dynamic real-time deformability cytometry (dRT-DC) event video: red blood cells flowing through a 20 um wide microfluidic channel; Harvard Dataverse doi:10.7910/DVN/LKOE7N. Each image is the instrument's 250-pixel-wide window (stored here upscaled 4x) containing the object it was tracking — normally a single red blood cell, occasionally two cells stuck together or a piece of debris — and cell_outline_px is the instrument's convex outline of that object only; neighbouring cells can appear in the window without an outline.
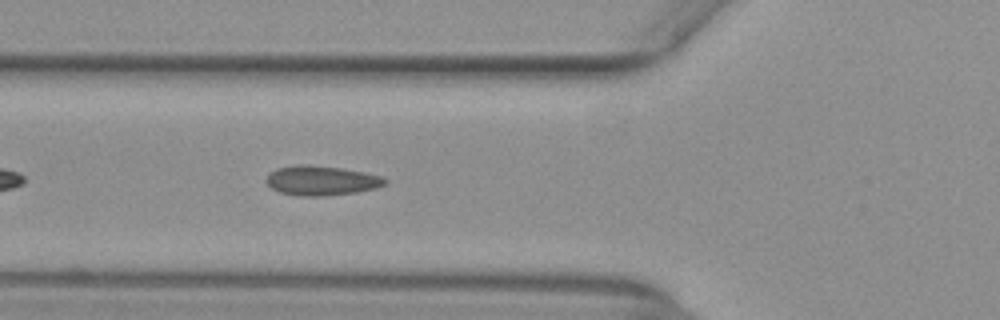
{"species": "common noctule bat (a hibernating species)", "species_latin": "Nyctalus noctula", "temperature_condition": "warm", "stored_images_in_passage": 38, "camera_frame_rate_fps": 3000, "um_per_image_px": 0.085, "animal": {"sex": "female", "body_mass_g": 29.2, "forearm_length_mm": 56.3}, "frame": {"image": 1, "passage_image": 6, "time_ms": 1.667, "image_size_px": [1000, 320], "cell_outline_px": [[388, 180], [384, 184], [376, 188], [356, 192], [324, 196], [300, 196], [280, 192], [272, 188], [264, 180], [268, 172], [276, 168], [300, 164], [304, 164], [340, 168], [364, 172], [380, 176]], "centroid_in_image_um": [27.27, 15.34], "position_along_channel_um": 98.5, "area_um2": 20.46}}
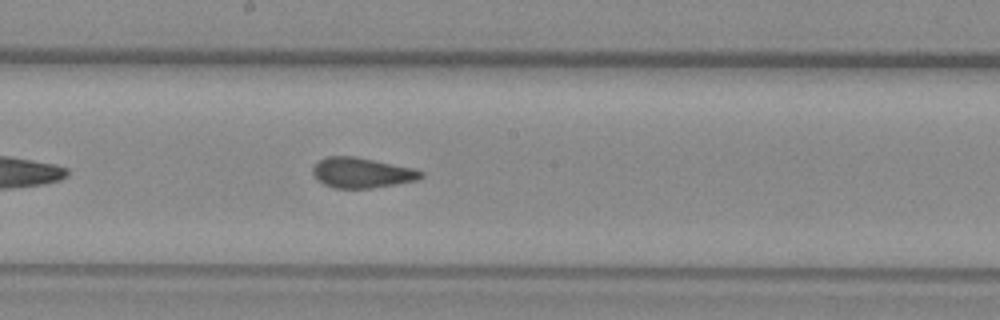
{"frame": {"image": 2, "passage_image": 15, "time_ms": 4.667, "image_size_px": [1000, 320], "cell_outline_px": [[424, 176], [416, 180], [396, 184], [372, 188], [332, 188], [316, 180], [312, 172], [312, 168], [320, 160], [328, 156], [356, 156], [412, 168], [424, 172]], "centroid_in_image_um": [30.73, 14.69], "position_along_channel_um": 217.5, "area_um2": 19.07}}
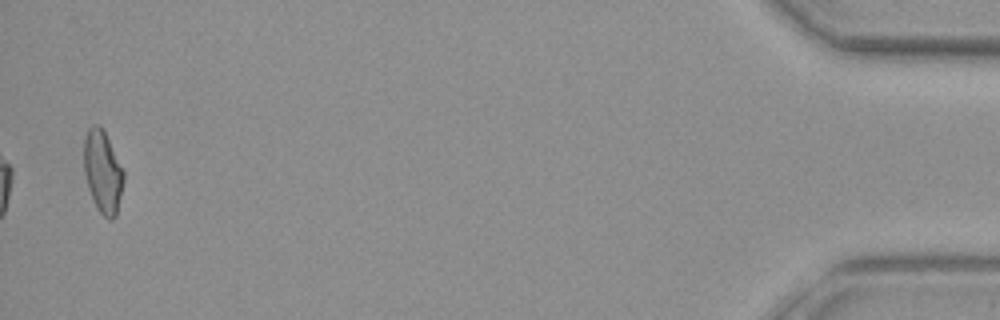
{"frame": {"image": 3, "passage_image": 38, "time_ms": 12.333, "image_size_px": [1000, 320], "cell_outline_px": [[124, 180], [116, 216], [112, 220], [108, 220], [96, 208], [88, 188], [84, 172], [84, 136], [88, 128], [92, 124], [100, 124], [124, 172]], "centroid_in_image_um": [8.71, 14.61], "position_along_channel_um": 426.5, "area_um2": 19.02}, "authors_computed_cell_mechanics": {"area_um2": 19.363, "velocity_mm_per_s": 3.9573, "shape_relaxation_time_tau1_ms": null, "shape_relaxation_time_tau2_ms": 1.1419, "deformation_change_tau1": null, "deformation_change_tau2": 0.0371}}